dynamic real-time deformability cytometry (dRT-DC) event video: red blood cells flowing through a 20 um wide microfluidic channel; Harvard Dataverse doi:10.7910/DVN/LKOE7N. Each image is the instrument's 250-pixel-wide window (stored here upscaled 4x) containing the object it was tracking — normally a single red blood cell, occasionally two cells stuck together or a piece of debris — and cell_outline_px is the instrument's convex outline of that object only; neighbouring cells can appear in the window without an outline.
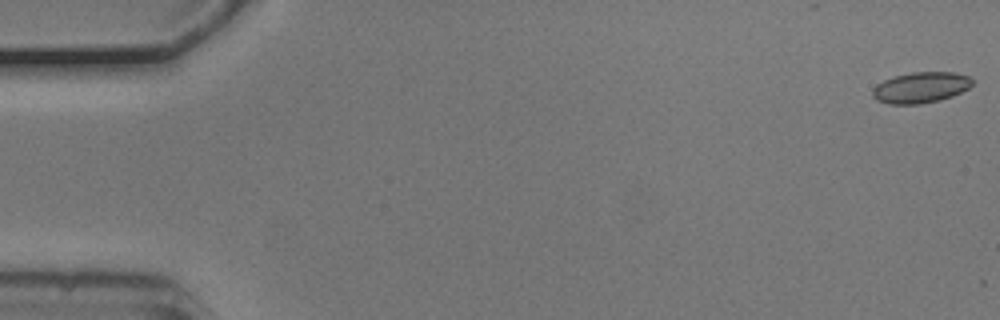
{"species": "common noctule bat (a hibernating species)", "species_latin": "Nyctalus noctula", "temperature_condition": "cold", "stored_images_in_passage": 15, "camera_frame_rate_fps": 3000, "um_per_image_px": 0.085, "animal": {"sex": "male", "body_mass_g": 20.5, "forearm_length_mm": 52.5}, "frame": {"image": 1, "passage_image": 1, "time_ms": 0.0, "image_size_px": [1000, 320], "cell_outline_px": [[972, 84], [968, 88], [952, 96], [940, 100], [920, 104], [888, 104], [876, 100], [872, 96], [872, 88], [876, 84], [884, 80], [896, 76], [912, 72], [956, 72], [968, 76], [972, 80]], "centroid_in_image_um": [78.23, 7.44], "position_along_channel_um": 6.8, "area_um2": 17.98}}
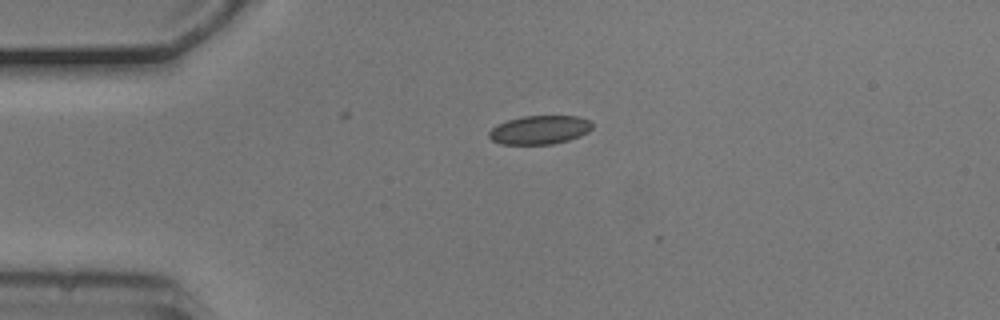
{"frame": {"image": 2, "passage_image": 13, "time_ms": 4.0, "image_size_px": [1000, 320], "cell_outline_px": [[592, 128], [588, 132], [580, 136], [568, 140], [552, 144], [500, 144], [492, 140], [488, 136], [488, 132], [496, 124], [508, 120], [524, 116], [580, 116], [588, 120], [592, 124]], "centroid_in_image_um": [45.85, 11.04], "position_along_channel_um": 39.1, "area_um2": 17.28}}